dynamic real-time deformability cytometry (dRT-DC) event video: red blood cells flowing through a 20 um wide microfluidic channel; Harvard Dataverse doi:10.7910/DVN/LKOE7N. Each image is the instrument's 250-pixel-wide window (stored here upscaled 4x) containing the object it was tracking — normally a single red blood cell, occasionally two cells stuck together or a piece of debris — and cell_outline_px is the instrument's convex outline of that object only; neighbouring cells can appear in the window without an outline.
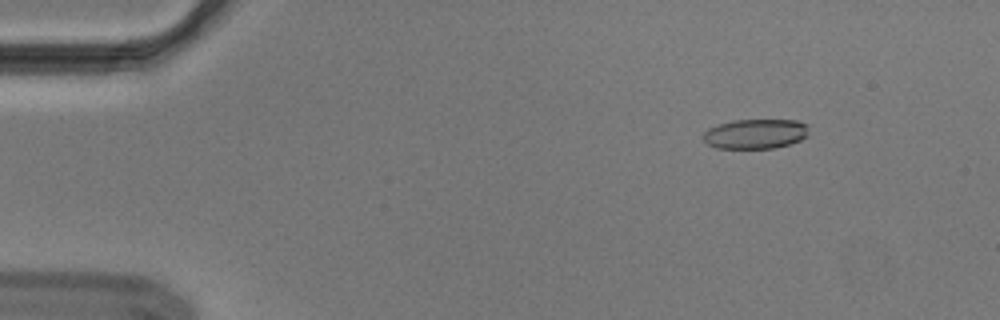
{"species": "Egyptian fruit bat (a non-hibernating species)", "species_latin": "Rousettus aegyptiacus", "temperature_condition": "cold", "stored_images_in_passage": 55, "segment_of_instrument_passage": [1, 2], "camera_frame_rate_fps": 3000, "um_per_image_px": 0.085, "animal": {"sex": "male"}, "frame": {"image": 1, "passage_image": 7, "time_ms": 2.0, "image_size_px": [1000, 320], "cell_outline_px": [[808, 136], [800, 140], [788, 144], [772, 148], [716, 148], [708, 144], [700, 136], [708, 128], [732, 120], [796, 120], [808, 124]], "centroid_in_image_um": [64.2, 11.37], "position_along_channel_um": 20.8, "area_um2": 18.38}}
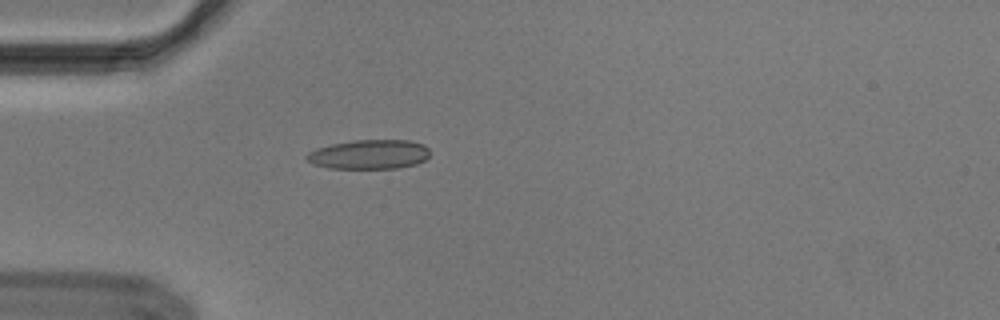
{"frame": {"image": 2, "passage_image": 16, "time_ms": 5.0, "image_size_px": [1000, 320], "cell_outline_px": [[428, 156], [424, 160], [416, 164], [396, 168], [328, 168], [316, 164], [308, 160], [304, 156], [308, 152], [316, 148], [332, 144], [352, 140], [408, 140], [424, 144], [428, 148]], "centroid_in_image_um": [31.38, 13.11], "position_along_channel_um": 53.6, "area_um2": 20.98}}
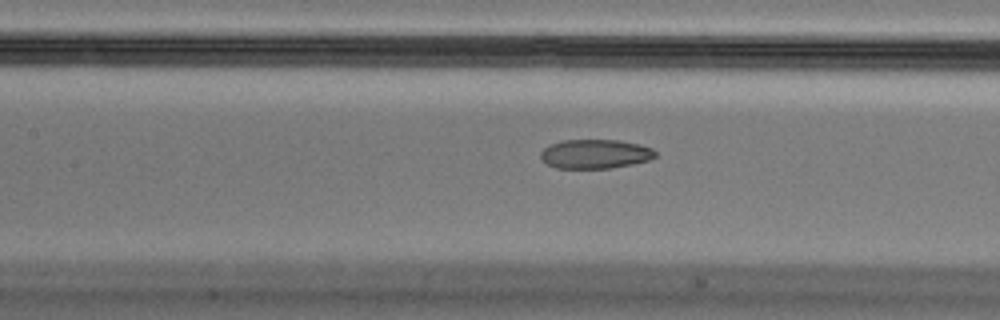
{"frame": {"image": 3, "passage_image": 25, "time_ms": 8.0, "image_size_px": [1000, 320], "cell_outline_px": [[656, 156], [648, 160], [632, 164], [612, 168], [556, 168], [540, 160], [540, 152], [544, 148], [560, 140], [620, 140], [640, 144], [652, 148], [656, 152]], "centroid_in_image_um": [50.58, 13.08], "position_along_channel_um": 156.8, "area_um2": 19.59}}